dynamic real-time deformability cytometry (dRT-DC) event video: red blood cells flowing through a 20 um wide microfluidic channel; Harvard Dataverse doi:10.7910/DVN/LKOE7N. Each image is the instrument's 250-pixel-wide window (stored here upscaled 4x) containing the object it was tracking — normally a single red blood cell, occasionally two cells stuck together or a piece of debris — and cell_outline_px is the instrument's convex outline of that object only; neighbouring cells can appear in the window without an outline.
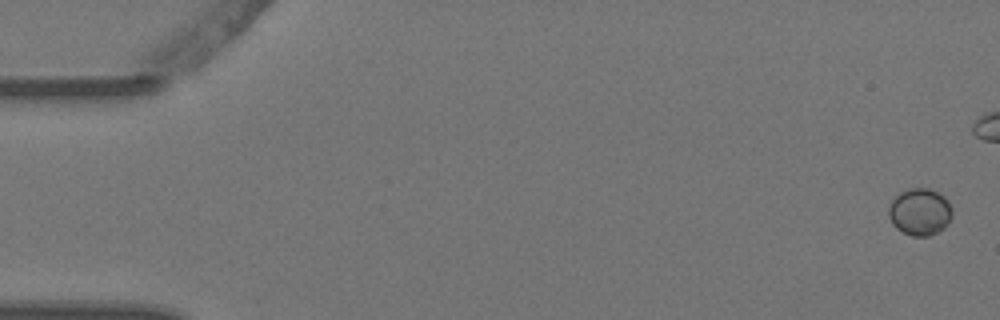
{"species": "Egyptian fruit bat (a non-hibernating species)", "species_latin": "Rousettus aegyptiacus", "temperature_condition": "warm", "stored_images_in_passage": 4, "camera_frame_rate_fps": 3000, "um_per_image_px": 0.085, "animal": {"sex": "female"}, "frame": {"image": 1, "passage_image": 1, "time_ms": 0.0, "image_size_px": [1000, 320], "cell_outline_px": [[952, 216], [948, 224], [944, 228], [928, 236], [912, 236], [896, 228], [892, 224], [888, 216], [888, 208], [892, 200], [900, 192], [908, 188], [928, 188], [944, 196], [948, 200], [952, 208]], "centroid_in_image_um": [78.19, 18.0], "position_along_channel_um": 6.8, "area_um2": 17.51}}